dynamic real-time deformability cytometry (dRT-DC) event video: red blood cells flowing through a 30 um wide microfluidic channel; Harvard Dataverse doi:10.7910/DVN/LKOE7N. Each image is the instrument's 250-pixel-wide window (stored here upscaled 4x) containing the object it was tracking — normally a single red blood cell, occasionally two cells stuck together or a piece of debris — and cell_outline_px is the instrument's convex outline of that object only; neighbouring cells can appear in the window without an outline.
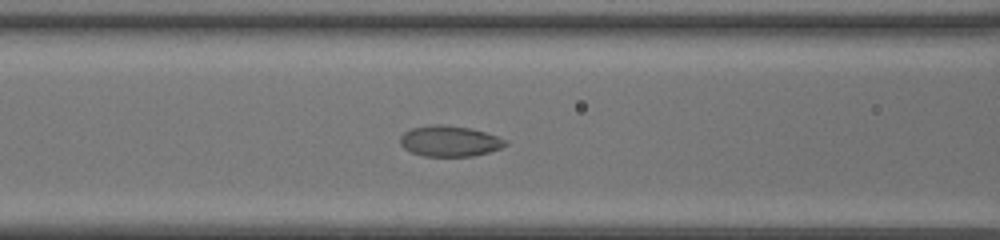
{"species": "common noctule bat (a hibernating species)", "species_latin": "Nyctalus noctula", "temperature_condition": "room temperature", "stored_images_in_passage": 31, "camera_frame_rate_fps": 3000, "um_per_image_px": 0.085, "animal": {"sex": "female", "body_mass_g": 20.0, "forearm_length_mm": 54.0}, "frame": {"image": 1, "passage_image": 5, "time_ms": 1.333, "image_size_px": [1000, 240], "cell_outline_px": [[508, 144], [500, 148], [488, 152], [472, 156], [424, 156], [412, 152], [404, 148], [400, 144], [400, 136], [404, 132], [412, 128], [428, 124], [444, 124], [468, 128], [484, 132], [508, 140]], "centroid_in_image_um": [38.2, 11.98], "position_along_channel_um": 128.4, "area_um2": 18.84}}
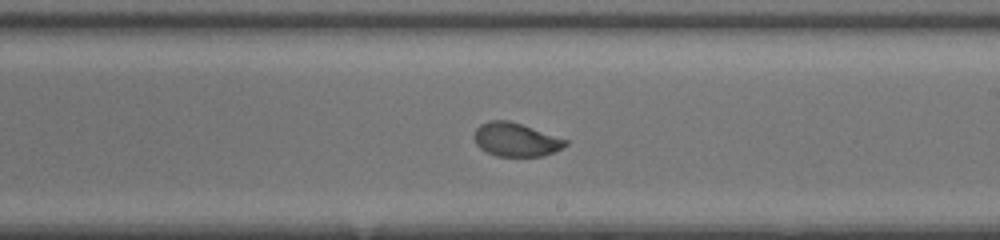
{"frame": {"image": 2, "passage_image": 13, "time_ms": 4.0, "image_size_px": [1000, 240], "cell_outline_px": [[568, 144], [552, 152], [540, 156], [496, 156], [480, 148], [476, 144], [472, 136], [476, 128], [480, 124], [488, 120], [508, 120], [568, 140]], "centroid_in_image_um": [43.78, 11.86], "position_along_channel_um": 245.2, "area_um2": 17.69}}
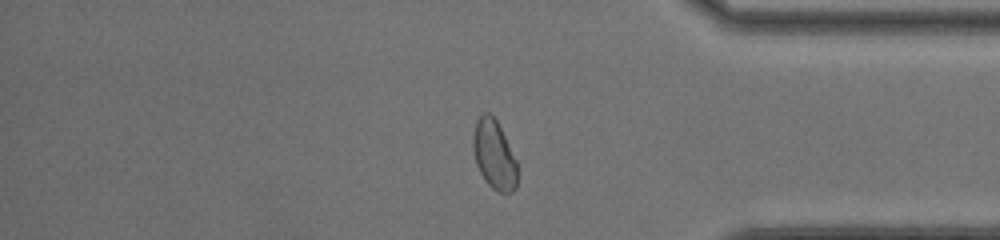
{"frame": {"image": 3, "passage_image": 24, "time_ms": 7.667, "image_size_px": [1000, 240], "cell_outline_px": [[516, 188], [512, 192], [500, 192], [492, 188], [488, 184], [480, 172], [476, 164], [472, 148], [472, 132], [476, 120], [484, 112], [488, 112], [496, 120], [516, 160]], "centroid_in_image_um": [41.96, 13.14], "position_along_channel_um": 393.2, "area_um2": 17.63}, "authors_computed_cell_mechanics": {"area_um2": 18.1492, "velocity_mm_per_s": 4.3914, "shape_relaxation_time_tau1_ms": 3.001, "shape_relaxation_time_tau2_ms": 0.6886, "deformation_change_tau1": 0.1189, "deformation_change_tau2": 0.05}}